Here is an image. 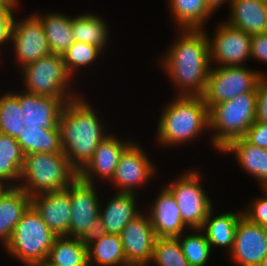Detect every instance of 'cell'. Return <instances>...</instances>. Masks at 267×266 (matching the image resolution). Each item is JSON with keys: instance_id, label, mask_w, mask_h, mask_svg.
Masks as SVG:
<instances>
[{"instance_id": "obj_36", "label": "cell", "mask_w": 267, "mask_h": 266, "mask_svg": "<svg viewBox=\"0 0 267 266\" xmlns=\"http://www.w3.org/2000/svg\"><path fill=\"white\" fill-rule=\"evenodd\" d=\"M244 138L253 145L267 149V123L255 121Z\"/></svg>"}, {"instance_id": "obj_20", "label": "cell", "mask_w": 267, "mask_h": 266, "mask_svg": "<svg viewBox=\"0 0 267 266\" xmlns=\"http://www.w3.org/2000/svg\"><path fill=\"white\" fill-rule=\"evenodd\" d=\"M228 7L229 18L224 21L230 26L251 36L267 32V1L231 0Z\"/></svg>"}, {"instance_id": "obj_8", "label": "cell", "mask_w": 267, "mask_h": 266, "mask_svg": "<svg viewBox=\"0 0 267 266\" xmlns=\"http://www.w3.org/2000/svg\"><path fill=\"white\" fill-rule=\"evenodd\" d=\"M57 236L50 230L32 205L22 215L5 251L24 266H31L46 260Z\"/></svg>"}, {"instance_id": "obj_39", "label": "cell", "mask_w": 267, "mask_h": 266, "mask_svg": "<svg viewBox=\"0 0 267 266\" xmlns=\"http://www.w3.org/2000/svg\"><path fill=\"white\" fill-rule=\"evenodd\" d=\"M231 0H206L207 6L214 12L218 11L220 7L225 4L230 5Z\"/></svg>"}, {"instance_id": "obj_13", "label": "cell", "mask_w": 267, "mask_h": 266, "mask_svg": "<svg viewBox=\"0 0 267 266\" xmlns=\"http://www.w3.org/2000/svg\"><path fill=\"white\" fill-rule=\"evenodd\" d=\"M14 16L11 42L15 64L21 69L28 63L52 53L41 21L33 13L23 19Z\"/></svg>"}, {"instance_id": "obj_16", "label": "cell", "mask_w": 267, "mask_h": 266, "mask_svg": "<svg viewBox=\"0 0 267 266\" xmlns=\"http://www.w3.org/2000/svg\"><path fill=\"white\" fill-rule=\"evenodd\" d=\"M126 261L131 266H149L156 241L148 213L142 211L120 234Z\"/></svg>"}, {"instance_id": "obj_42", "label": "cell", "mask_w": 267, "mask_h": 266, "mask_svg": "<svg viewBox=\"0 0 267 266\" xmlns=\"http://www.w3.org/2000/svg\"><path fill=\"white\" fill-rule=\"evenodd\" d=\"M259 266H267V256L261 261Z\"/></svg>"}, {"instance_id": "obj_15", "label": "cell", "mask_w": 267, "mask_h": 266, "mask_svg": "<svg viewBox=\"0 0 267 266\" xmlns=\"http://www.w3.org/2000/svg\"><path fill=\"white\" fill-rule=\"evenodd\" d=\"M133 142V139H120L110 132L96 148L88 163L78 172V178L84 182L95 184L99 180L110 182L119 163L123 151ZM98 179V180H97ZM97 181V182H96ZM97 183V184H96Z\"/></svg>"}, {"instance_id": "obj_14", "label": "cell", "mask_w": 267, "mask_h": 266, "mask_svg": "<svg viewBox=\"0 0 267 266\" xmlns=\"http://www.w3.org/2000/svg\"><path fill=\"white\" fill-rule=\"evenodd\" d=\"M227 254L238 266H259L267 256V228L242 215L236 227L234 245Z\"/></svg>"}, {"instance_id": "obj_19", "label": "cell", "mask_w": 267, "mask_h": 266, "mask_svg": "<svg viewBox=\"0 0 267 266\" xmlns=\"http://www.w3.org/2000/svg\"><path fill=\"white\" fill-rule=\"evenodd\" d=\"M146 209L157 238H175L189 229L183 222L172 193L162 186L161 191Z\"/></svg>"}, {"instance_id": "obj_2", "label": "cell", "mask_w": 267, "mask_h": 266, "mask_svg": "<svg viewBox=\"0 0 267 266\" xmlns=\"http://www.w3.org/2000/svg\"><path fill=\"white\" fill-rule=\"evenodd\" d=\"M19 71L25 90L17 93L9 90L0 95L2 108L7 111L42 117L49 109L81 96L71 90L73 77L68 73L62 55L50 53Z\"/></svg>"}, {"instance_id": "obj_4", "label": "cell", "mask_w": 267, "mask_h": 266, "mask_svg": "<svg viewBox=\"0 0 267 266\" xmlns=\"http://www.w3.org/2000/svg\"><path fill=\"white\" fill-rule=\"evenodd\" d=\"M77 177L64 152L41 130L25 149L17 187L33 197L67 189Z\"/></svg>"}, {"instance_id": "obj_31", "label": "cell", "mask_w": 267, "mask_h": 266, "mask_svg": "<svg viewBox=\"0 0 267 266\" xmlns=\"http://www.w3.org/2000/svg\"><path fill=\"white\" fill-rule=\"evenodd\" d=\"M101 54L104 53L99 47L75 41L63 53L62 58L68 73L75 78L78 71L80 72L81 69H86L90 65L93 66V63L102 57Z\"/></svg>"}, {"instance_id": "obj_37", "label": "cell", "mask_w": 267, "mask_h": 266, "mask_svg": "<svg viewBox=\"0 0 267 266\" xmlns=\"http://www.w3.org/2000/svg\"><path fill=\"white\" fill-rule=\"evenodd\" d=\"M250 59L267 63V32L252 36Z\"/></svg>"}, {"instance_id": "obj_12", "label": "cell", "mask_w": 267, "mask_h": 266, "mask_svg": "<svg viewBox=\"0 0 267 266\" xmlns=\"http://www.w3.org/2000/svg\"><path fill=\"white\" fill-rule=\"evenodd\" d=\"M213 33H207L209 40L210 65L245 66L250 60L251 38L243 30L234 28L225 21L217 24ZM216 64H215V63ZM219 64V65H218Z\"/></svg>"}, {"instance_id": "obj_7", "label": "cell", "mask_w": 267, "mask_h": 266, "mask_svg": "<svg viewBox=\"0 0 267 266\" xmlns=\"http://www.w3.org/2000/svg\"><path fill=\"white\" fill-rule=\"evenodd\" d=\"M257 92L240 94L209 110L210 143L217 152L232 140L244 137L256 121Z\"/></svg>"}, {"instance_id": "obj_30", "label": "cell", "mask_w": 267, "mask_h": 266, "mask_svg": "<svg viewBox=\"0 0 267 266\" xmlns=\"http://www.w3.org/2000/svg\"><path fill=\"white\" fill-rule=\"evenodd\" d=\"M190 229L176 237L190 266H205L213 252L201 229ZM193 231V232H192ZM189 232V234H188ZM191 233V234H190ZM185 235V236H184Z\"/></svg>"}, {"instance_id": "obj_18", "label": "cell", "mask_w": 267, "mask_h": 266, "mask_svg": "<svg viewBox=\"0 0 267 266\" xmlns=\"http://www.w3.org/2000/svg\"><path fill=\"white\" fill-rule=\"evenodd\" d=\"M31 205L56 236H68L72 217L71 184L64 190L31 197Z\"/></svg>"}, {"instance_id": "obj_10", "label": "cell", "mask_w": 267, "mask_h": 266, "mask_svg": "<svg viewBox=\"0 0 267 266\" xmlns=\"http://www.w3.org/2000/svg\"><path fill=\"white\" fill-rule=\"evenodd\" d=\"M265 71L247 66H211L204 94V103L210 110L214 105L248 92H256L259 78Z\"/></svg>"}, {"instance_id": "obj_5", "label": "cell", "mask_w": 267, "mask_h": 266, "mask_svg": "<svg viewBox=\"0 0 267 266\" xmlns=\"http://www.w3.org/2000/svg\"><path fill=\"white\" fill-rule=\"evenodd\" d=\"M157 123L155 138L162 147L183 146L210 131L209 109L202 96L175 95L160 112Z\"/></svg>"}, {"instance_id": "obj_35", "label": "cell", "mask_w": 267, "mask_h": 266, "mask_svg": "<svg viewBox=\"0 0 267 266\" xmlns=\"http://www.w3.org/2000/svg\"><path fill=\"white\" fill-rule=\"evenodd\" d=\"M256 121L267 123V73L262 74L257 87Z\"/></svg>"}, {"instance_id": "obj_21", "label": "cell", "mask_w": 267, "mask_h": 266, "mask_svg": "<svg viewBox=\"0 0 267 266\" xmlns=\"http://www.w3.org/2000/svg\"><path fill=\"white\" fill-rule=\"evenodd\" d=\"M138 194L113 193L104 205H100L99 216L107 234L120 235L123 228L142 212L137 207Z\"/></svg>"}, {"instance_id": "obj_44", "label": "cell", "mask_w": 267, "mask_h": 266, "mask_svg": "<svg viewBox=\"0 0 267 266\" xmlns=\"http://www.w3.org/2000/svg\"><path fill=\"white\" fill-rule=\"evenodd\" d=\"M261 190L267 193V183L263 187H261Z\"/></svg>"}, {"instance_id": "obj_43", "label": "cell", "mask_w": 267, "mask_h": 266, "mask_svg": "<svg viewBox=\"0 0 267 266\" xmlns=\"http://www.w3.org/2000/svg\"><path fill=\"white\" fill-rule=\"evenodd\" d=\"M6 187H7V186H6L4 183L0 182V194L2 193V191H3Z\"/></svg>"}, {"instance_id": "obj_40", "label": "cell", "mask_w": 267, "mask_h": 266, "mask_svg": "<svg viewBox=\"0 0 267 266\" xmlns=\"http://www.w3.org/2000/svg\"><path fill=\"white\" fill-rule=\"evenodd\" d=\"M18 7H20L19 0H0V8H18Z\"/></svg>"}, {"instance_id": "obj_25", "label": "cell", "mask_w": 267, "mask_h": 266, "mask_svg": "<svg viewBox=\"0 0 267 266\" xmlns=\"http://www.w3.org/2000/svg\"><path fill=\"white\" fill-rule=\"evenodd\" d=\"M167 8L174 26L178 29H205L215 13L206 0H167ZM207 21V22H206Z\"/></svg>"}, {"instance_id": "obj_3", "label": "cell", "mask_w": 267, "mask_h": 266, "mask_svg": "<svg viewBox=\"0 0 267 266\" xmlns=\"http://www.w3.org/2000/svg\"><path fill=\"white\" fill-rule=\"evenodd\" d=\"M207 31L178 29L176 40L160 55L162 59L159 57L158 64L173 83L177 96L204 94L211 68Z\"/></svg>"}, {"instance_id": "obj_9", "label": "cell", "mask_w": 267, "mask_h": 266, "mask_svg": "<svg viewBox=\"0 0 267 266\" xmlns=\"http://www.w3.org/2000/svg\"><path fill=\"white\" fill-rule=\"evenodd\" d=\"M185 171L164 186L174 196L184 224L189 229H201L214 204L200 183L201 171Z\"/></svg>"}, {"instance_id": "obj_41", "label": "cell", "mask_w": 267, "mask_h": 266, "mask_svg": "<svg viewBox=\"0 0 267 266\" xmlns=\"http://www.w3.org/2000/svg\"><path fill=\"white\" fill-rule=\"evenodd\" d=\"M31 266H54L52 264H50L49 262H47L46 260L42 261V262H37Z\"/></svg>"}, {"instance_id": "obj_11", "label": "cell", "mask_w": 267, "mask_h": 266, "mask_svg": "<svg viewBox=\"0 0 267 266\" xmlns=\"http://www.w3.org/2000/svg\"><path fill=\"white\" fill-rule=\"evenodd\" d=\"M133 141L122 153L109 183L117 192L137 194L157 174L156 165L148 157L145 149ZM141 187V188H140Z\"/></svg>"}, {"instance_id": "obj_27", "label": "cell", "mask_w": 267, "mask_h": 266, "mask_svg": "<svg viewBox=\"0 0 267 266\" xmlns=\"http://www.w3.org/2000/svg\"><path fill=\"white\" fill-rule=\"evenodd\" d=\"M105 19L93 13L72 16V35L76 42L94 45L105 51L110 38Z\"/></svg>"}, {"instance_id": "obj_6", "label": "cell", "mask_w": 267, "mask_h": 266, "mask_svg": "<svg viewBox=\"0 0 267 266\" xmlns=\"http://www.w3.org/2000/svg\"><path fill=\"white\" fill-rule=\"evenodd\" d=\"M41 130L39 116L0 110V182L18 186L25 149Z\"/></svg>"}, {"instance_id": "obj_23", "label": "cell", "mask_w": 267, "mask_h": 266, "mask_svg": "<svg viewBox=\"0 0 267 266\" xmlns=\"http://www.w3.org/2000/svg\"><path fill=\"white\" fill-rule=\"evenodd\" d=\"M30 205L31 197L17 186H7L0 194V243L3 247Z\"/></svg>"}, {"instance_id": "obj_33", "label": "cell", "mask_w": 267, "mask_h": 266, "mask_svg": "<svg viewBox=\"0 0 267 266\" xmlns=\"http://www.w3.org/2000/svg\"><path fill=\"white\" fill-rule=\"evenodd\" d=\"M256 198L255 201L247 204L246 207L242 208L243 216L246 217L250 222L259 224L267 228V193Z\"/></svg>"}, {"instance_id": "obj_17", "label": "cell", "mask_w": 267, "mask_h": 266, "mask_svg": "<svg viewBox=\"0 0 267 266\" xmlns=\"http://www.w3.org/2000/svg\"><path fill=\"white\" fill-rule=\"evenodd\" d=\"M98 193L95 184L84 182L78 177L71 183L72 217L68 237L78 238L99 216L102 202Z\"/></svg>"}, {"instance_id": "obj_38", "label": "cell", "mask_w": 267, "mask_h": 266, "mask_svg": "<svg viewBox=\"0 0 267 266\" xmlns=\"http://www.w3.org/2000/svg\"><path fill=\"white\" fill-rule=\"evenodd\" d=\"M106 234L107 232L104 228L101 218L98 216L95 220H93V224L88 229H85L78 239L88 247L90 244Z\"/></svg>"}, {"instance_id": "obj_22", "label": "cell", "mask_w": 267, "mask_h": 266, "mask_svg": "<svg viewBox=\"0 0 267 266\" xmlns=\"http://www.w3.org/2000/svg\"><path fill=\"white\" fill-rule=\"evenodd\" d=\"M221 152L233 154L241 170L255 178L260 188L267 183V149L253 145L241 137L232 140Z\"/></svg>"}, {"instance_id": "obj_24", "label": "cell", "mask_w": 267, "mask_h": 266, "mask_svg": "<svg viewBox=\"0 0 267 266\" xmlns=\"http://www.w3.org/2000/svg\"><path fill=\"white\" fill-rule=\"evenodd\" d=\"M213 210V208L210 210L201 230L204 232L211 249L224 248L225 252L228 251L229 253L234 245L236 227L243 212L239 209V212L228 211L215 216Z\"/></svg>"}, {"instance_id": "obj_32", "label": "cell", "mask_w": 267, "mask_h": 266, "mask_svg": "<svg viewBox=\"0 0 267 266\" xmlns=\"http://www.w3.org/2000/svg\"><path fill=\"white\" fill-rule=\"evenodd\" d=\"M151 263L155 266H190L176 237L156 238L149 265Z\"/></svg>"}, {"instance_id": "obj_1", "label": "cell", "mask_w": 267, "mask_h": 266, "mask_svg": "<svg viewBox=\"0 0 267 266\" xmlns=\"http://www.w3.org/2000/svg\"><path fill=\"white\" fill-rule=\"evenodd\" d=\"M83 95L49 109L42 117V131L64 152L79 172L98 144L110 134L99 111ZM104 125V126H103Z\"/></svg>"}, {"instance_id": "obj_29", "label": "cell", "mask_w": 267, "mask_h": 266, "mask_svg": "<svg viewBox=\"0 0 267 266\" xmlns=\"http://www.w3.org/2000/svg\"><path fill=\"white\" fill-rule=\"evenodd\" d=\"M89 266H131L120 235L106 234L88 246Z\"/></svg>"}, {"instance_id": "obj_28", "label": "cell", "mask_w": 267, "mask_h": 266, "mask_svg": "<svg viewBox=\"0 0 267 266\" xmlns=\"http://www.w3.org/2000/svg\"><path fill=\"white\" fill-rule=\"evenodd\" d=\"M46 261L54 266H89L88 247L78 238L57 236Z\"/></svg>"}, {"instance_id": "obj_34", "label": "cell", "mask_w": 267, "mask_h": 266, "mask_svg": "<svg viewBox=\"0 0 267 266\" xmlns=\"http://www.w3.org/2000/svg\"><path fill=\"white\" fill-rule=\"evenodd\" d=\"M17 9L19 10V8H0V50L5 44L11 42L13 20ZM1 59L2 57H0V65Z\"/></svg>"}, {"instance_id": "obj_26", "label": "cell", "mask_w": 267, "mask_h": 266, "mask_svg": "<svg viewBox=\"0 0 267 266\" xmlns=\"http://www.w3.org/2000/svg\"><path fill=\"white\" fill-rule=\"evenodd\" d=\"M46 13L34 12L41 21L51 52L63 55L75 42L72 35V15L59 11Z\"/></svg>"}]
</instances>
